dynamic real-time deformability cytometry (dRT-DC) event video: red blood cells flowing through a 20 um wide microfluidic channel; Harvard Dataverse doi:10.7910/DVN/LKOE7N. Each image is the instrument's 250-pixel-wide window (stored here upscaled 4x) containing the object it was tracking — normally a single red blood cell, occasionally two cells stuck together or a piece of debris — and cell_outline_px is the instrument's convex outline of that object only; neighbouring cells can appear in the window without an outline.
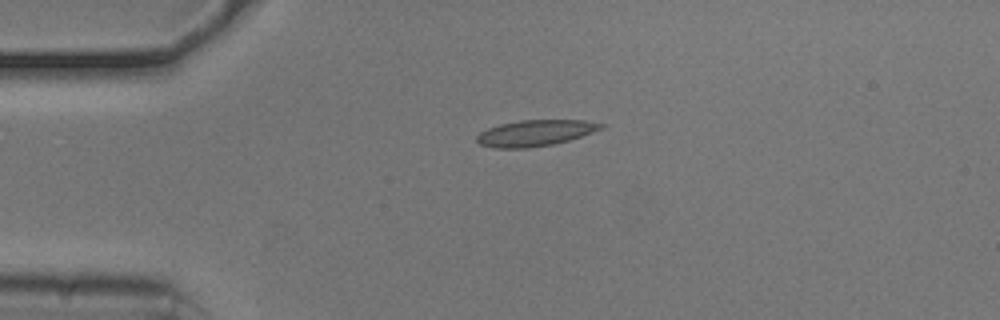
{"species": "common noctule bat (a hibernating species)", "species_latin": "Nyctalus noctula", "temperature_condition": "cold", "stored_images_in_passage": 42, "camera_frame_rate_fps": 3000, "um_per_image_px": 0.085, "animal": {"sex": "male", "body_mass_g": 20.5, "forearm_length_mm": 52.5}, "frame": {"image": 1, "passage_image": 1, "time_ms": 0.0, "image_size_px": [1000, 320], "cell_outline_px": [[604, 128], [568, 140], [552, 144], [528, 148], [492, 148], [480, 144], [476, 140], [476, 136], [480, 132], [488, 128], [500, 124], [520, 120], [584, 120], [604, 124]], "centroid_in_image_um": [45.46, 11.3], "position_along_channel_um": 39.5, "area_um2": 18.79}}
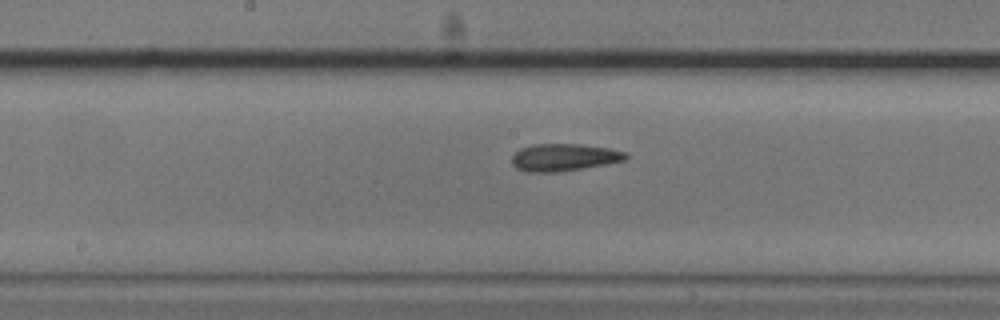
{"frame": {"image": 2, "passage_image": 16, "time_ms": 5.0, "image_size_px": [1000, 320], "cell_outline_px": [[628, 156], [624, 160], [608, 164], [584, 168], [556, 172], [528, 172], [516, 168], [512, 164], [512, 156], [520, 148], [532, 144], [580, 144], [608, 148], [628, 152]], "centroid_in_image_um": [47.94, 13.37], "position_along_channel_um": 200.3, "area_um2": 18.21}}
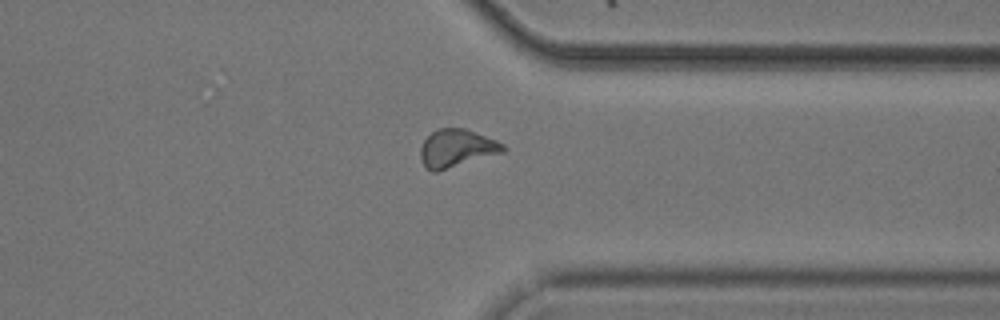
{"frame": {"image": 3, "passage_image": 30, "time_ms": 9.667, "image_size_px": [1000, 320], "cell_outline_px": [[508, 148], [504, 152], [436, 172], [432, 172], [424, 168], [420, 160], [420, 148], [424, 140], [432, 132], [440, 128], [464, 128], [496, 140], [504, 144]], "centroid_in_image_um": [38.8, 12.62], "position_along_channel_um": 372.6, "area_um2": 18.32}, "authors_computed_cell_mechanics": {"area_um2": 17.9469, "velocity_mm_per_s": 3.7529, "shape_relaxation_time_tau1_ms": 7.0205, "shape_relaxation_time_tau2_ms": 2.7376, "deformation_change_tau1": 0.1494, "deformation_change_tau2": 0.0952}}